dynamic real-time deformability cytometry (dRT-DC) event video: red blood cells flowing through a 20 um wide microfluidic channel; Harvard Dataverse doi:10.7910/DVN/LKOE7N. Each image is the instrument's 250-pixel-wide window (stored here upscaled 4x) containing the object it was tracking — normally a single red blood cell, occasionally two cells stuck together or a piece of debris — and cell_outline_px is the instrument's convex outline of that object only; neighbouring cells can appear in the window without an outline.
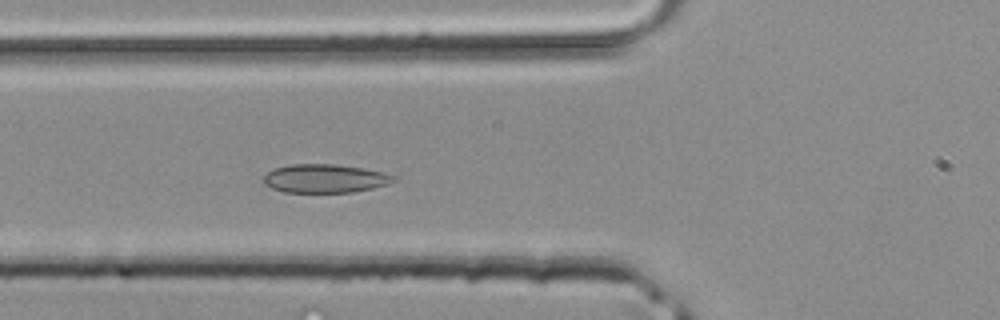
{"species": "common noctule bat (a hibernating species)", "species_latin": "Nyctalus noctula", "temperature_condition": "room temperature", "stored_images_in_passage": 38, "camera_frame_rate_fps": 3000, "um_per_image_px": 0.085, "animal": {"sex": "male", "body_mass_g": 20.4}, "frame": {"image": 1, "passage_image": 11, "time_ms": 3.333, "image_size_px": [1000, 320], "cell_outline_px": [[396, 180], [388, 184], [372, 188], [352, 192], [284, 192], [272, 188], [264, 184], [260, 180], [272, 168], [288, 164], [336, 164], [364, 168], [384, 172], [396, 176]], "centroid_in_image_um": [27.59, 15.16], "position_along_channel_um": 98.2, "area_um2": 21.91}}
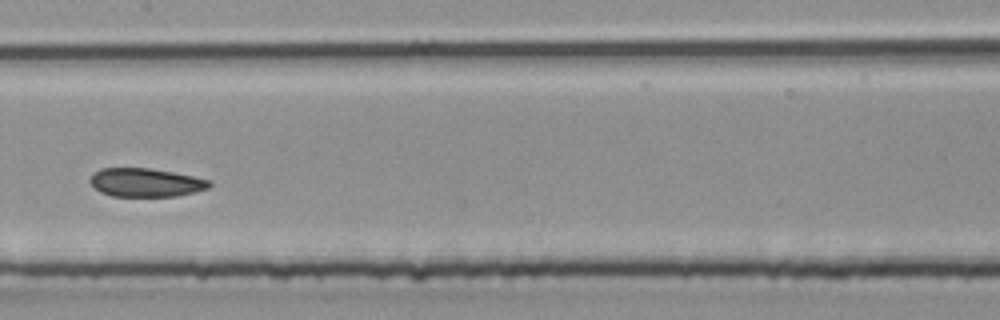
{"frame": {"image": 2, "passage_image": 17, "time_ms": 5.333, "image_size_px": [1000, 320], "cell_outline_px": [[212, 184], [208, 188], [176, 196], [112, 196], [100, 192], [88, 180], [92, 172], [100, 168], [148, 168], [172, 172], [212, 180]], "centroid_in_image_um": [12.35, 15.5], "position_along_channel_um": 195.0, "area_um2": 19.83}}
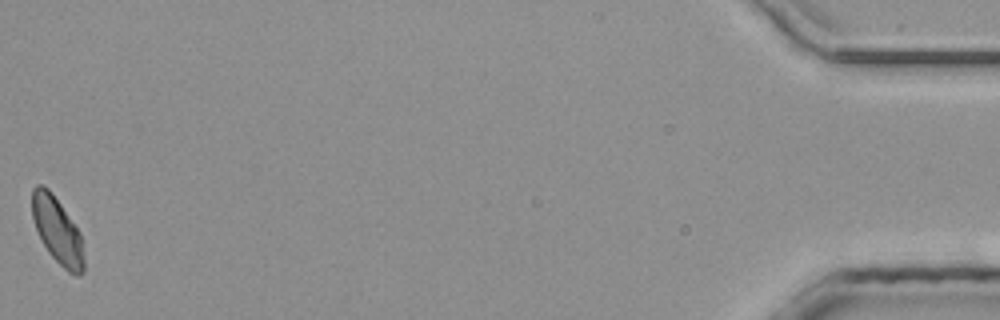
{"frame": {"image": 3, "passage_image": 38, "time_ms": 12.333, "image_size_px": [1000, 320], "cell_outline_px": [[84, 272], [80, 276], [76, 276], [68, 272], [48, 252], [40, 240], [32, 216], [32, 188], [36, 184], [40, 184], [48, 188], [60, 204], [80, 232], [84, 256]], "centroid_in_image_um": [4.87, 19.62], "position_along_channel_um": 430.3, "area_um2": 20.0}}